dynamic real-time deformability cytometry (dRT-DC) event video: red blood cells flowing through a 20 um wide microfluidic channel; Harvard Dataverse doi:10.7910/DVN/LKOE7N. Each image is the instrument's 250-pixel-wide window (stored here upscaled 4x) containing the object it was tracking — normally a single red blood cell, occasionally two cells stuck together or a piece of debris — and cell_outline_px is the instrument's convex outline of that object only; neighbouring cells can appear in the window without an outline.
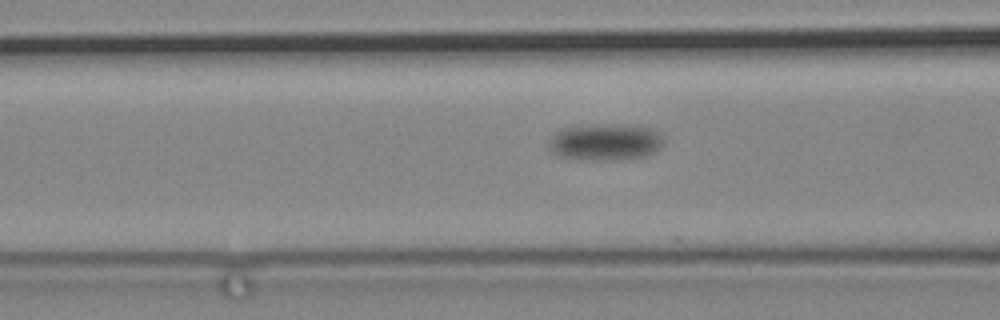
{"species": "common noctule bat (a hibernating species)", "species_latin": "Nyctalus noctula", "temperature_condition": "cold", "stored_images_in_passage": 39, "camera_frame_rate_fps": 3000, "um_per_image_px": 0.085, "animal": {"sex": "male", "body_mass_g": 19.2, "forearm_length_mm": 51.8}, "frame": {"image": 1, "passage_image": 4, "time_ms": 1.0, "image_size_px": [1000, 320], "cell_outline_px": [[664, 144], [656, 152], [644, 156], [620, 160], [588, 160], [556, 156], [552, 152], [548, 144], [548, 140], [556, 132], [564, 128], [596, 124], [652, 128], [660, 132], [664, 140]], "centroid_in_image_um": [51.46, 12.1], "position_along_channel_um": 115.1, "area_um2": 24.62}}
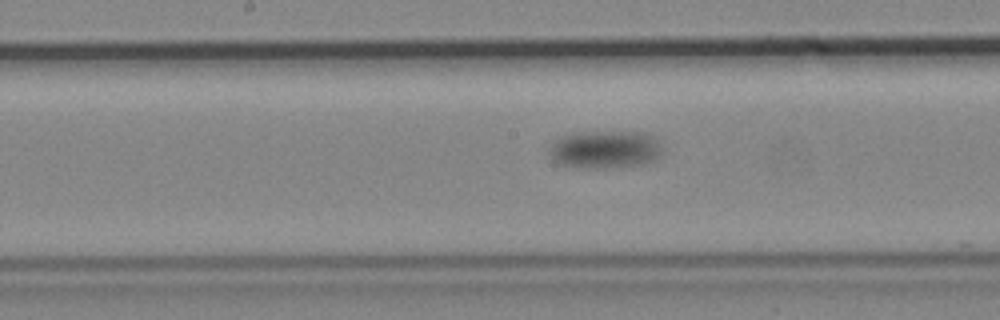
{"frame": {"image": 2, "passage_image": 14, "time_ms": 4.333, "image_size_px": [1000, 320], "cell_outline_px": [[664, 152], [656, 160], [644, 164], [612, 168], [576, 168], [560, 164], [552, 160], [548, 152], [548, 148], [552, 140], [560, 136], [576, 132], [648, 132], [656, 136], [664, 148]], "centroid_in_image_um": [51.45, 12.7], "position_along_channel_um": 196.7, "area_um2": 25.95}}
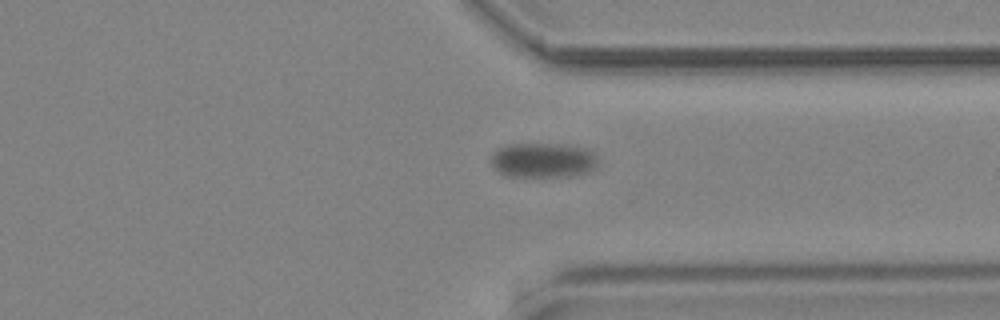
{"frame": {"image": 3, "passage_image": 34, "time_ms": 11.0, "image_size_px": [1000, 320], "cell_outline_px": [[600, 164], [596, 168], [588, 172], [576, 176], [508, 176], [496, 172], [492, 168], [492, 156], [496, 148], [508, 144], [556, 144], [584, 148], [596, 152]], "centroid_in_image_um": [46.19, 13.62], "position_along_channel_um": 365.2, "area_um2": 22.08}}